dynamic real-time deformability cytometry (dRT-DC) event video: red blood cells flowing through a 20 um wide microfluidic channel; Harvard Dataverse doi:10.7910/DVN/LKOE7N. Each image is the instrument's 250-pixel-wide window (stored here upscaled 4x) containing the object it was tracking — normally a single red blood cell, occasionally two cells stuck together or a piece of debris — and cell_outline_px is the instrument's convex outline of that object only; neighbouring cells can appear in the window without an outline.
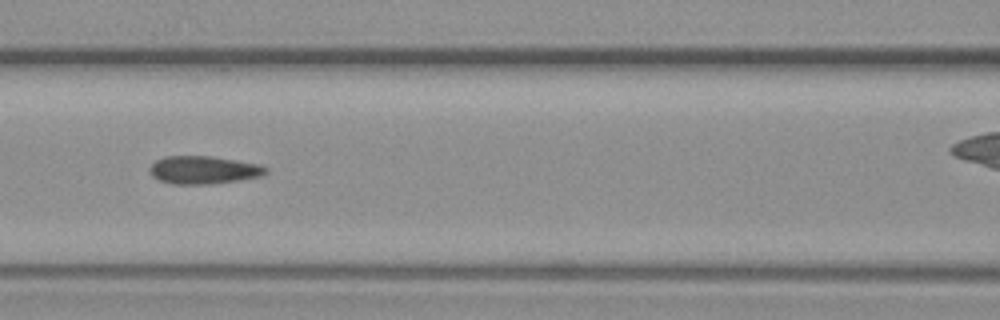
{"species": "common noctule bat (a hibernating species)", "species_latin": "Nyctalus noctula", "temperature_condition": "warm", "stored_images_in_passage": 8, "camera_frame_rate_fps": 3000, "um_per_image_px": 0.085, "animal": {"sex": "female", "body_mass_g": 19.3, "forearm_length_mm": 54.1}, "frame": {"image": 1, "passage_image": 5, "time_ms": 6.0, "image_size_px": [1000, 320], "cell_outline_px": [[268, 172], [264, 176], [240, 180], [212, 184], [172, 184], [160, 180], [152, 176], [148, 172], [148, 168], [156, 160], [164, 156], [208, 156], [236, 160], [260, 164], [268, 168]], "centroid_in_image_um": [17.32, 14.45], "position_along_channel_um": 149.3, "area_um2": 19.13}}
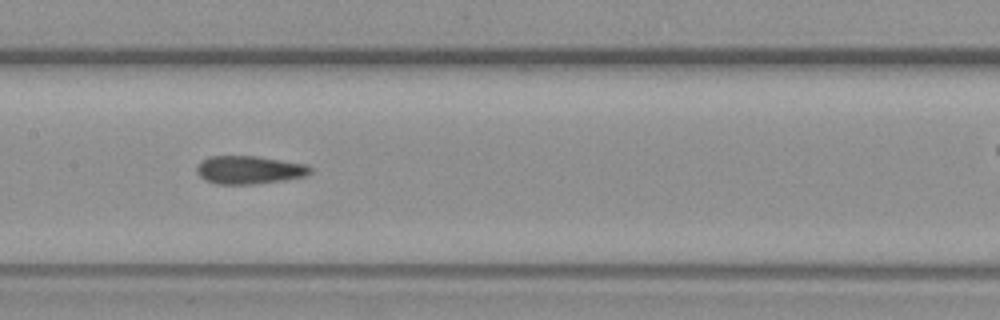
{"frame": {"image": 2, "passage_image": 6, "time_ms": 7.0, "image_size_px": [1000, 320], "cell_outline_px": [[312, 172], [304, 176], [284, 180], [252, 184], [216, 184], [204, 180], [196, 172], [196, 168], [208, 156], [256, 156], [304, 164], [312, 168]], "centroid_in_image_um": [21.16, 14.45], "position_along_channel_um": 186.2, "area_um2": 18.44}}
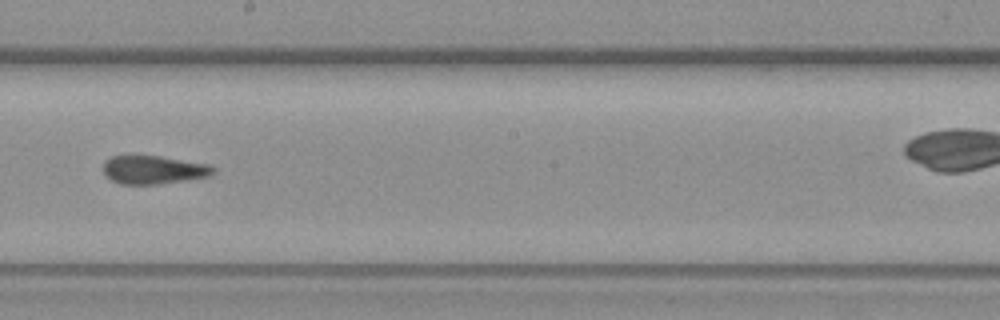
{"frame": {"image": 3, "passage_image": 7, "time_ms": 8.333, "image_size_px": [1000, 320], "cell_outline_px": [[212, 172], [208, 176], [184, 180], [156, 184], [120, 184], [112, 180], [104, 172], [104, 164], [112, 156], [160, 156], [208, 164], [212, 168]], "centroid_in_image_um": [13.02, 14.43], "position_along_channel_um": 235.2, "area_um2": 17.63}}